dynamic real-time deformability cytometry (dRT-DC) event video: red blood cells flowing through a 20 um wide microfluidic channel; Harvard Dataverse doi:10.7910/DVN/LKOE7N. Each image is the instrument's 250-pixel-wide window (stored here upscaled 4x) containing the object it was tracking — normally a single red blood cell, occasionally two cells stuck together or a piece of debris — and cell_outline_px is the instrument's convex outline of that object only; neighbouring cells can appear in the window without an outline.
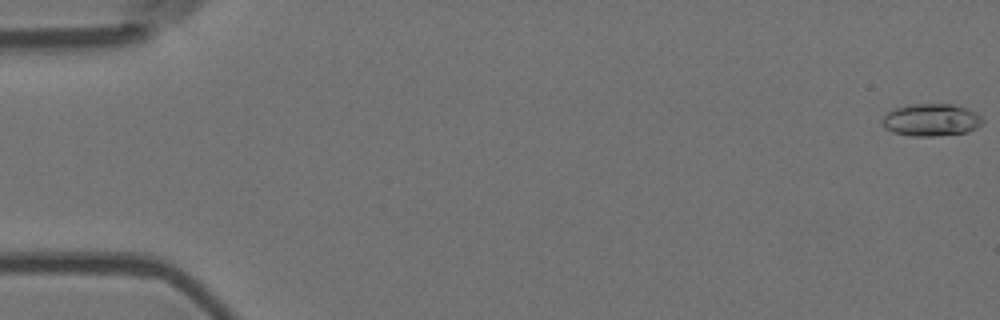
{"species": "Egyptian fruit bat (a non-hibernating species)", "species_latin": "Rousettus aegyptiacus", "temperature_condition": "room temperature", "stored_images_in_passage": 7, "camera_frame_rate_fps": 3000, "um_per_image_px": 0.085, "animal": {"sex": "female"}, "frame": {"image": 1, "passage_image": 1, "time_ms": 0.0, "image_size_px": [1000, 320], "cell_outline_px": [[984, 124], [968, 132], [936, 136], [912, 136], [892, 132], [884, 128], [880, 120], [888, 112], [896, 108], [912, 104], [952, 104], [968, 108], [984, 116]], "centroid_in_image_um": [79.2, 10.2], "position_along_channel_um": 5.8, "area_um2": 19.25}}